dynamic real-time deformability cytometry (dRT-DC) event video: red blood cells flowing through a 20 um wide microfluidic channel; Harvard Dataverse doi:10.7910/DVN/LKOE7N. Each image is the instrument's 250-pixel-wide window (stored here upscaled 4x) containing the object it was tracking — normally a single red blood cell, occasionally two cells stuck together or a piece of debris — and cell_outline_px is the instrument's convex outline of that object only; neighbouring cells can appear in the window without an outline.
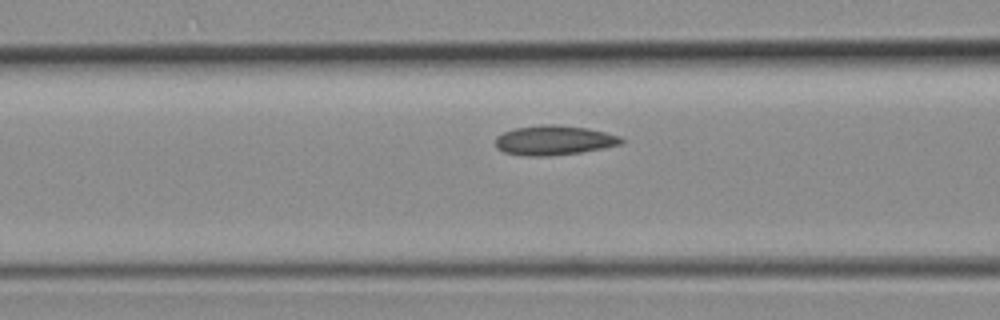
{"species": "common noctule bat (a hibernating species)", "species_latin": "Nyctalus noctula", "temperature_condition": "room temperature", "stored_images_in_passage": 7, "segment_of_instrument_passage": [2, 2], "camera_frame_rate_fps": 3000, "um_per_image_px": 0.085, "animal": {"sex": "female", "body_mass_g": 19.3, "forearm_length_mm": 54.1}, "frame": {"image": 1, "passage_image": 6, "time_ms": 1.667, "image_size_px": [1000, 320], "cell_outline_px": [[624, 140], [620, 144], [604, 148], [580, 152], [552, 156], [528, 156], [504, 152], [496, 148], [496, 136], [504, 132], [516, 128], [544, 124], [556, 124], [588, 128], [620, 136]], "centroid_in_image_um": [47.08, 11.92], "position_along_channel_um": 119.5, "area_um2": 21.68}}